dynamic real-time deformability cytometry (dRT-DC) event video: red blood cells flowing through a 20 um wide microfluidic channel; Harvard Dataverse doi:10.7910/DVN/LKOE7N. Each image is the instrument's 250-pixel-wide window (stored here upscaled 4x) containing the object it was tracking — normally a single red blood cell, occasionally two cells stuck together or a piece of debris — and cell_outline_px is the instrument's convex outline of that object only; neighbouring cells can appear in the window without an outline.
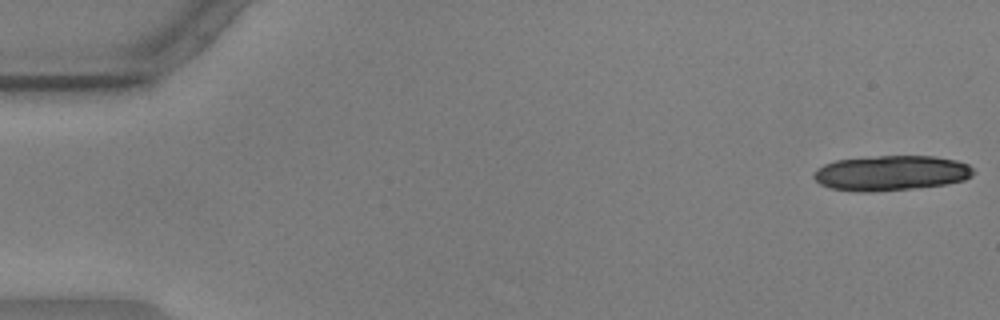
{"species": "common noctule bat (a hibernating species)", "species_latin": "Nyctalus noctula", "temperature_condition": "warm", "stored_images_in_passage": 6, "camera_frame_rate_fps": 3000, "um_per_image_px": 0.085, "animal": {"sex": "male", "body_mass_g": 17.9, "forearm_length_mm": 54.2}, "frame": {"image": 1, "passage_image": 1, "time_ms": 0.0, "image_size_px": [1000, 320], "cell_outline_px": [[976, 172], [972, 176], [964, 180], [948, 184], [912, 188], [872, 192], [856, 192], [828, 188], [820, 184], [812, 176], [812, 172], [816, 168], [824, 164], [836, 160], [880, 156], [932, 156], [956, 160], [968, 164]], "centroid_in_image_um": [75.71, 14.71], "position_along_channel_um": 9.3, "area_um2": 32.89}}